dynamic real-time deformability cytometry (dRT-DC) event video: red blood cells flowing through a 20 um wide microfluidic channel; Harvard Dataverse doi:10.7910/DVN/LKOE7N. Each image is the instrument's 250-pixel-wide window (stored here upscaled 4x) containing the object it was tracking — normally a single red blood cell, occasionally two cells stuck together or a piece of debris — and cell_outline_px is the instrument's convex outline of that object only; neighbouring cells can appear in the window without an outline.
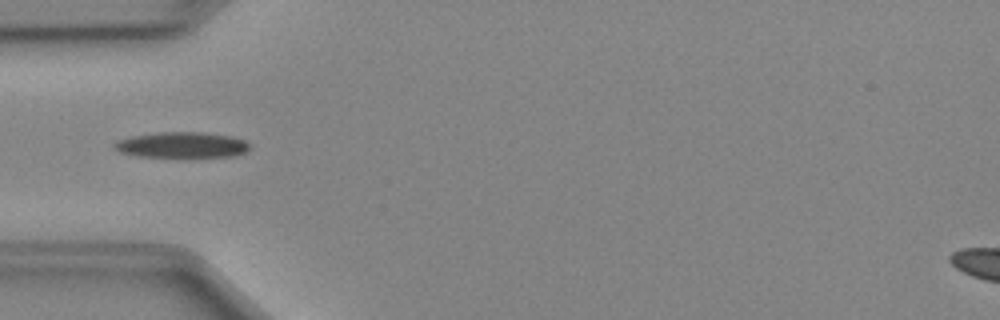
{"species": "Egyptian fruit bat (a non-hibernating species)", "species_latin": "Rousettus aegyptiacus", "temperature_condition": "cold", "stored_images_in_passage": 35, "camera_frame_rate_fps": 3000, "um_per_image_px": 0.085, "animal": {"sex": "female"}, "frame": {"image": 1, "passage_image": 1, "time_ms": 0.0, "image_size_px": [1000, 320], "cell_outline_px": [[252, 148], [248, 152], [236, 156], [136, 156], [120, 152], [112, 148], [112, 144], [116, 140], [132, 136], [156, 132], [204, 132], [232, 136], [244, 140], [252, 144]], "centroid_in_image_um": [15.49, 12.31], "position_along_channel_um": 69.5, "area_um2": 20.52}}
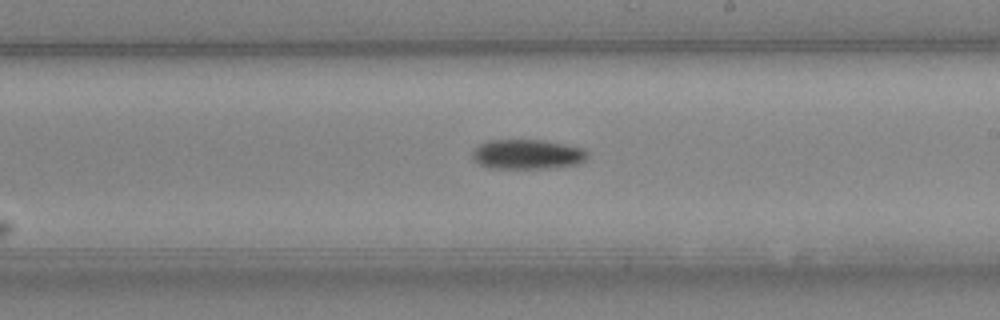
{"frame": {"image": 2, "passage_image": 14, "time_ms": 4.333, "image_size_px": [1000, 320], "cell_outline_px": [[588, 156], [580, 164], [548, 168], [488, 168], [476, 164], [472, 160], [472, 152], [480, 144], [488, 140], [544, 140], [584, 148], [588, 152]], "centroid_in_image_um": [44.81, 13.12], "position_along_channel_um": 244.2, "area_um2": 20.17}}
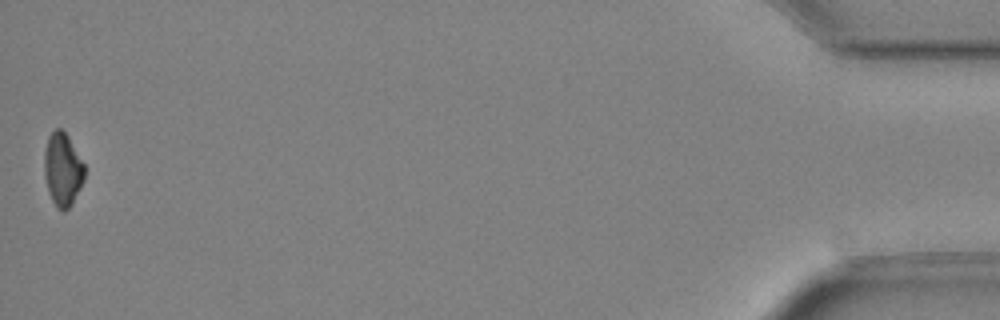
{"frame": {"image": 3, "passage_image": 35, "time_ms": 11.333, "image_size_px": [1000, 320], "cell_outline_px": [[84, 180], [72, 204], [64, 212], [56, 208], [48, 192], [44, 176], [44, 152], [48, 136], [56, 128], [60, 128], [68, 136], [84, 164]], "centroid_in_image_um": [5.31, 14.42], "position_along_channel_um": 429.9, "area_um2": 17.22}, "authors_computed_cell_mechanics": {"area_um2": 19.4786, "velocity_mm_per_s": 4.0411, "shape_relaxation_time_tau1_ms": 4.0084, "shape_relaxation_time_tau2_ms": null, "deformation_change_tau1": 0.0992, "deformation_change_tau2": null}}